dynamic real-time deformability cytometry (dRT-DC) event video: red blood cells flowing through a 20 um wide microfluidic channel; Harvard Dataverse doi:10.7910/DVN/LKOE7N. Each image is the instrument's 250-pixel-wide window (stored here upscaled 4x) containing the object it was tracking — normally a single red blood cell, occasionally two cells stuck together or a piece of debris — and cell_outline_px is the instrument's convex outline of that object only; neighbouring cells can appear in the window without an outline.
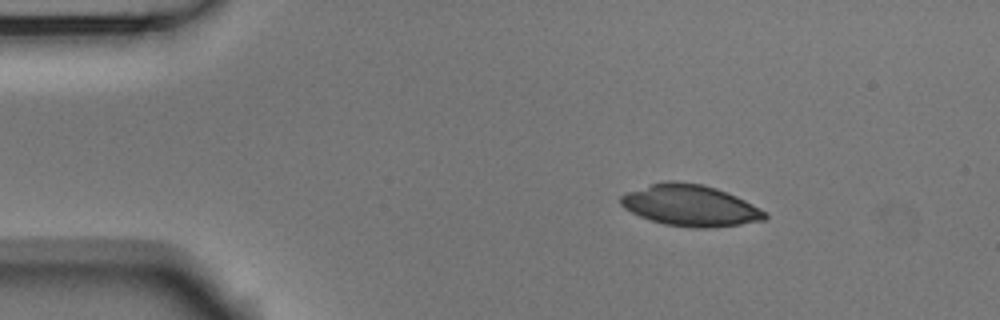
{"species": "Egyptian fruit bat (a non-hibernating species)", "species_latin": "Rousettus aegyptiacus", "temperature_condition": "room temperature", "stored_images_in_passage": 46, "camera_frame_rate_fps": 3000, "um_per_image_px": 0.085, "animal": {"sex": "male"}, "frame": {"image": 1, "passage_image": 1, "time_ms": 0.0, "image_size_px": [1000, 320], "cell_outline_px": [[768, 216], [764, 220], [740, 224], [712, 228], [692, 228], [664, 224], [640, 216], [624, 208], [620, 204], [620, 196], [628, 192], [664, 180], [676, 180], [704, 184], [716, 188], [736, 196], [768, 212]], "centroid_in_image_um": [58.69, 17.46], "position_along_channel_um": 26.3, "area_um2": 34.74}}
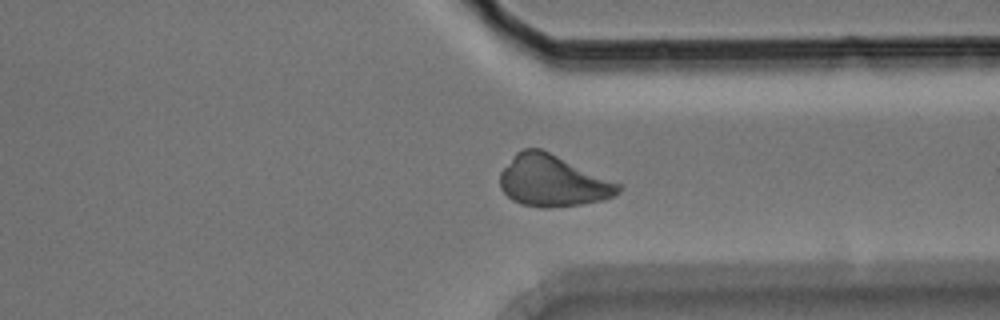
{"frame": {"image": 2, "passage_image": 33, "time_ms": 10.667, "image_size_px": [1000, 320], "cell_outline_px": [[624, 188], [616, 196], [604, 200], [580, 204], [548, 208], [540, 208], [520, 204], [512, 200], [500, 188], [500, 172], [516, 152], [524, 148], [540, 148], [624, 184]], "centroid_in_image_um": [47.03, 15.38], "position_along_channel_um": 364.4, "area_um2": 35.95}}
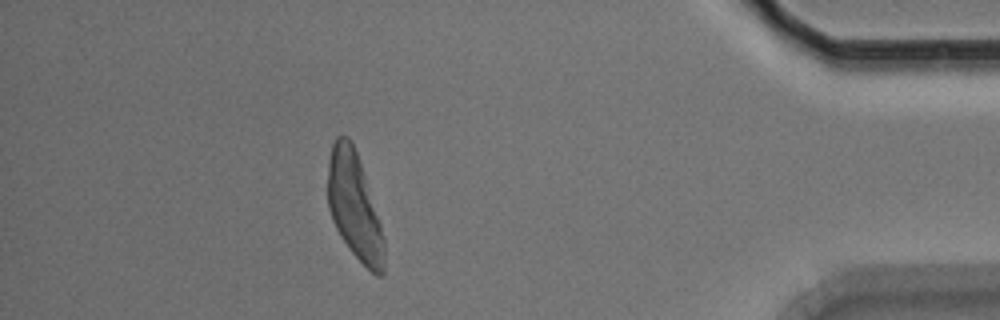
{"frame": {"image": 3, "passage_image": 40, "time_ms": 13.0, "image_size_px": [1000, 320], "cell_outline_px": [[384, 272], [380, 276], [376, 276], [352, 252], [340, 236], [332, 220], [328, 208], [328, 160], [332, 144], [336, 136], [348, 136], [356, 152], [380, 224], [384, 240]], "centroid_in_image_um": [30.09, 17.53], "position_along_channel_um": 405.1, "area_um2": 34.33}}